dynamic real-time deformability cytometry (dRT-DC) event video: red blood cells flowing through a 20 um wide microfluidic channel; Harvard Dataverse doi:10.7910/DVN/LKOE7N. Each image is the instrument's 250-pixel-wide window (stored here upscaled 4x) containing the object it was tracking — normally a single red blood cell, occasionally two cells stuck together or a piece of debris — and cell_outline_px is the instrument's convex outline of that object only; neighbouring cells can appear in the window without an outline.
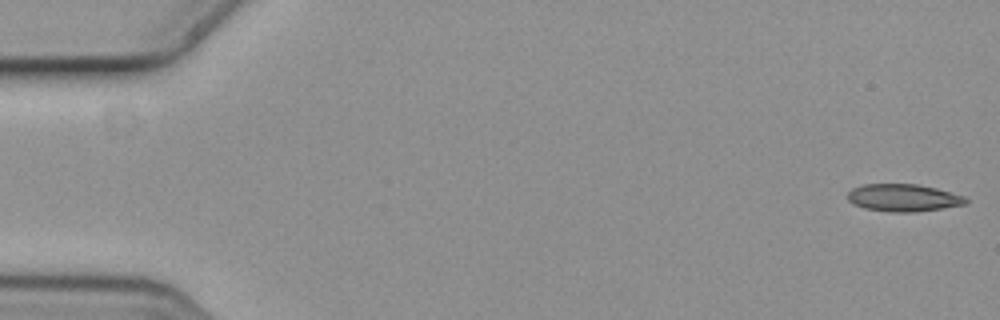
{"species": "common noctule bat (a hibernating species)", "species_latin": "Nyctalus noctula", "temperature_condition": "cold", "stored_images_in_passage": 5, "camera_frame_rate_fps": 3000, "um_per_image_px": 0.085, "animal": {"sex": "female", "body_mass_g": 19.3, "forearm_length_mm": 54.1}, "frame": {"image": 1, "passage_image": 1, "time_ms": 0.0, "image_size_px": [1000, 320], "cell_outline_px": [[968, 204], [912, 212], [888, 212], [864, 208], [852, 204], [848, 200], [848, 192], [852, 188], [864, 184], [916, 184], [936, 188], [964, 196], [968, 200]], "centroid_in_image_um": [76.76, 16.81], "position_along_channel_um": 8.2, "area_um2": 18.84}}